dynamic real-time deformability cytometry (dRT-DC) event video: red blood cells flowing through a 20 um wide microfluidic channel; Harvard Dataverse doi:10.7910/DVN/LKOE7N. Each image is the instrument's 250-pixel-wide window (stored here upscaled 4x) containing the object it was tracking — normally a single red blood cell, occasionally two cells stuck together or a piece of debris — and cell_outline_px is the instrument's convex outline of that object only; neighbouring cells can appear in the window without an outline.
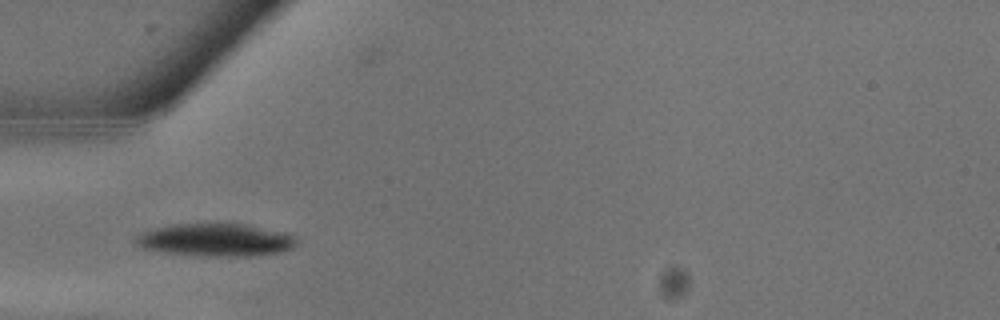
{"species": "common noctule bat (a hibernating species)", "species_latin": "Nyctalus noctula", "temperature_condition": "warm", "stored_images_in_passage": 14, "camera_frame_rate_fps": 3000, "um_per_image_px": 0.085, "animal": {"sex": "male", "body_mass_g": 13.3}, "frame": {"image": 1, "passage_image": 8, "time_ms": 2.333, "image_size_px": [1000, 320], "cell_outline_px": [[296, 244], [292, 248], [280, 252], [256, 256], [216, 256], [168, 252], [140, 248], [136, 244], [136, 236], [144, 232], [156, 228], [176, 224], [248, 224], [284, 232], [296, 236]], "centroid_in_image_um": [18.4, 20.39], "position_along_channel_um": 66.6, "area_um2": 30.35}}
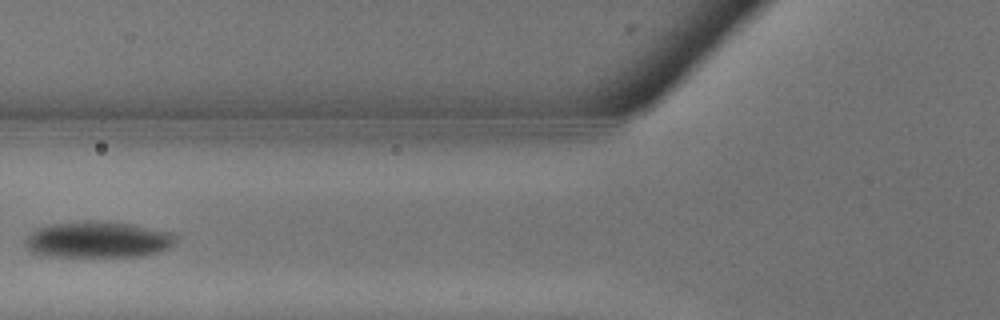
{"frame": {"image": 2, "passage_image": 10, "time_ms": 3.0, "image_size_px": [1000, 320], "cell_outline_px": [[176, 240], [172, 248], [160, 252], [144, 256], [48, 256], [32, 252], [24, 244], [24, 240], [32, 232], [40, 228], [56, 224], [132, 224], [172, 232], [176, 236]], "centroid_in_image_um": [8.42, 20.43], "position_along_channel_um": 117.4, "area_um2": 30.63}}
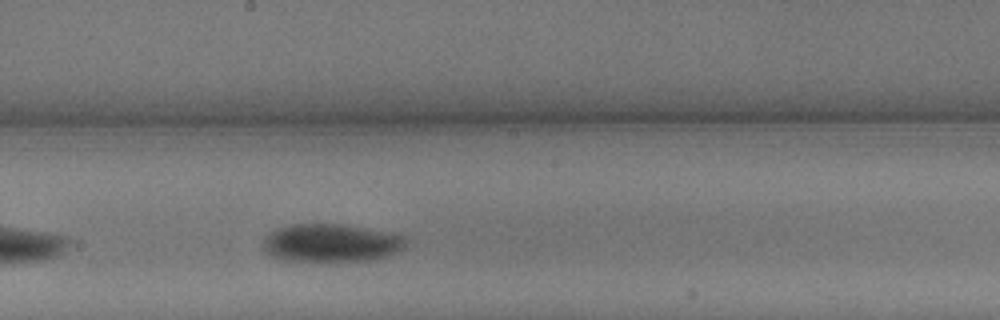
{"frame": {"image": 3, "passage_image": 14, "time_ms": 4.333, "image_size_px": [1000, 320], "cell_outline_px": [[404, 244], [396, 252], [388, 256], [372, 260], [292, 260], [276, 256], [268, 252], [264, 248], [264, 240], [276, 228], [288, 224], [344, 224], [404, 236]], "centroid_in_image_um": [28.15, 20.63], "position_along_channel_um": 220.1, "area_um2": 30.63}}